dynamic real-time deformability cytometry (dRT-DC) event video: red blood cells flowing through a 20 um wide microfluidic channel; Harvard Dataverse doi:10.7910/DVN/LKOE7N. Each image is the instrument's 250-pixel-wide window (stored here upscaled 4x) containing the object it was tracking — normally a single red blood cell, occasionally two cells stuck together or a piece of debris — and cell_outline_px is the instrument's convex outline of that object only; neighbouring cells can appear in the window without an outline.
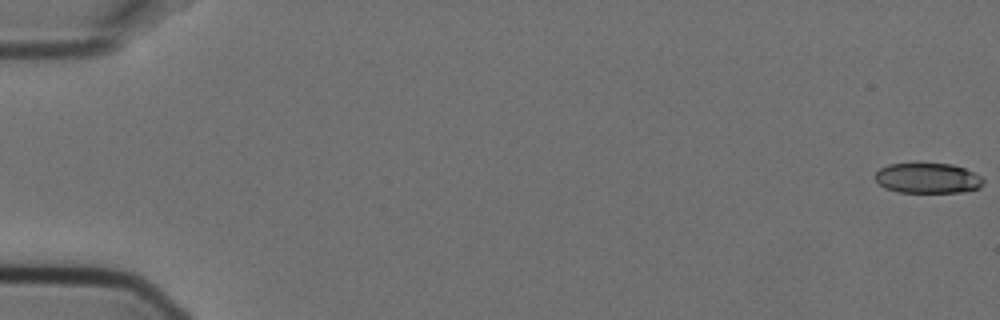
{"species": "Egyptian fruit bat (a non-hibernating species)", "species_latin": "Rousettus aegyptiacus", "temperature_condition": "cold", "stored_images_in_passage": 5, "camera_frame_rate_fps": 3000, "um_per_image_px": 0.085, "animal": {"sex": "female"}, "frame": {"image": 1, "passage_image": 1, "time_ms": 0.0, "image_size_px": [1000, 320], "cell_outline_px": [[984, 184], [980, 188], [964, 192], [896, 192], [884, 188], [872, 176], [880, 168], [888, 164], [952, 164], [964, 168], [980, 176], [984, 180]], "centroid_in_image_um": [78.84, 15.15], "position_along_channel_um": 6.2, "area_um2": 19.13}}
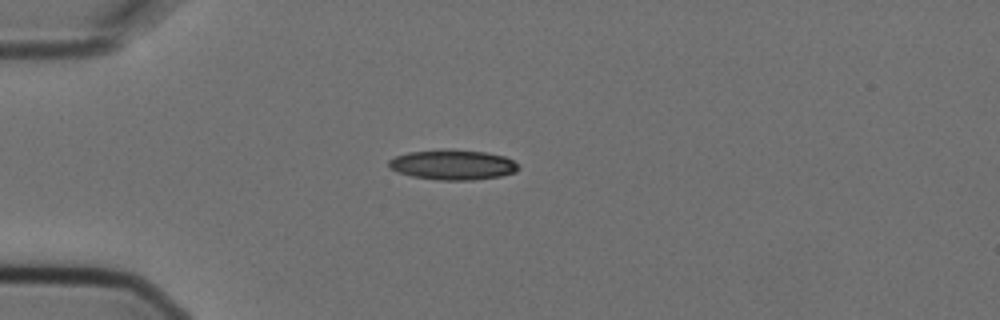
{"frame": {"image": 2, "passage_image": 5, "time_ms": 1.333, "image_size_px": [1000, 320], "cell_outline_px": [[520, 168], [516, 172], [500, 176], [472, 180], [440, 180], [412, 176], [396, 172], [388, 168], [388, 160], [396, 156], [408, 152], [452, 148], [488, 152], [504, 156], [512, 160]], "centroid_in_image_um": [38.46, 13.99], "position_along_channel_um": 46.5, "area_um2": 23.0}}